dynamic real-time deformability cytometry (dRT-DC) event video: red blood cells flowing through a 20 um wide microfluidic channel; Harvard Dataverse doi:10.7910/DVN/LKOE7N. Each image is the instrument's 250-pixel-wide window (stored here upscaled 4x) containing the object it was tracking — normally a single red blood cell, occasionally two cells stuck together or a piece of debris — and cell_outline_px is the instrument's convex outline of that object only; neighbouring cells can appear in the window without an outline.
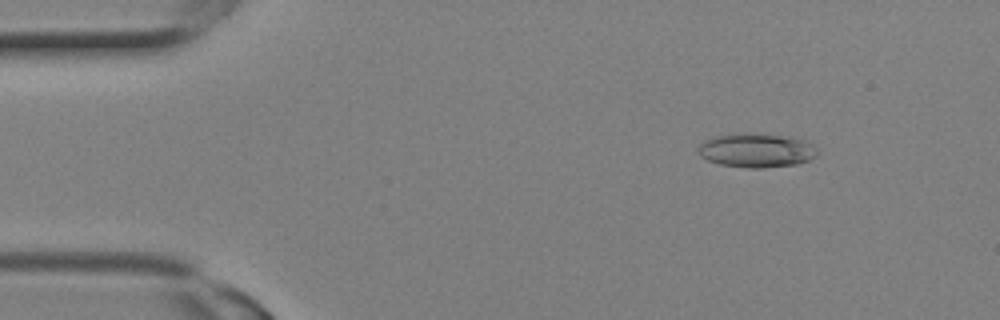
{"species": "Egyptian fruit bat (a non-hibernating species)", "species_latin": "Rousettus aegyptiacus", "temperature_condition": "room temperature", "stored_images_in_passage": 10, "camera_frame_rate_fps": 3000, "um_per_image_px": 0.085, "animal": {"sex": "female"}, "frame": {"image": 1, "passage_image": 4, "time_ms": 1.0, "image_size_px": [1000, 320], "cell_outline_px": [[820, 152], [816, 156], [808, 160], [796, 164], [764, 168], [744, 168], [720, 164], [708, 160], [700, 156], [700, 144], [704, 140], [716, 136], [744, 132], [760, 132], [788, 136], [804, 140], [812, 144]], "centroid_in_image_um": [64.33, 12.76], "position_along_channel_um": 20.7, "area_um2": 23.99}}
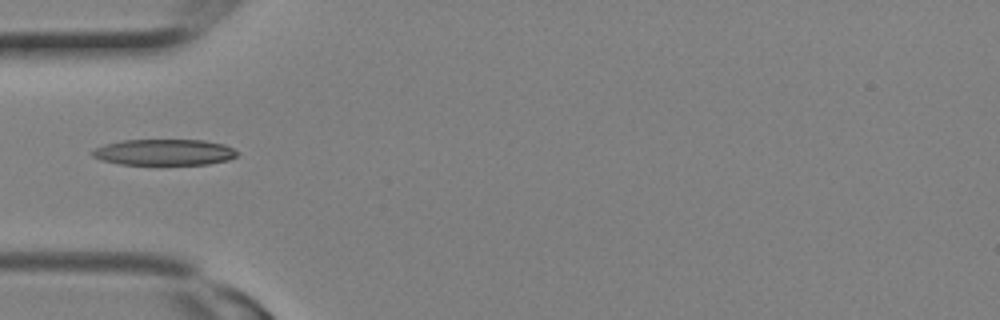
{"frame": {"image": 2, "passage_image": 9, "time_ms": 2.667, "image_size_px": [1000, 320], "cell_outline_px": [[240, 152], [236, 156], [228, 160], [208, 164], [156, 168], [120, 164], [100, 160], [92, 156], [88, 152], [104, 144], [120, 140], [204, 140], [224, 144]], "centroid_in_image_um": [13.92, 12.99], "position_along_channel_um": 71.1, "area_um2": 23.41}}